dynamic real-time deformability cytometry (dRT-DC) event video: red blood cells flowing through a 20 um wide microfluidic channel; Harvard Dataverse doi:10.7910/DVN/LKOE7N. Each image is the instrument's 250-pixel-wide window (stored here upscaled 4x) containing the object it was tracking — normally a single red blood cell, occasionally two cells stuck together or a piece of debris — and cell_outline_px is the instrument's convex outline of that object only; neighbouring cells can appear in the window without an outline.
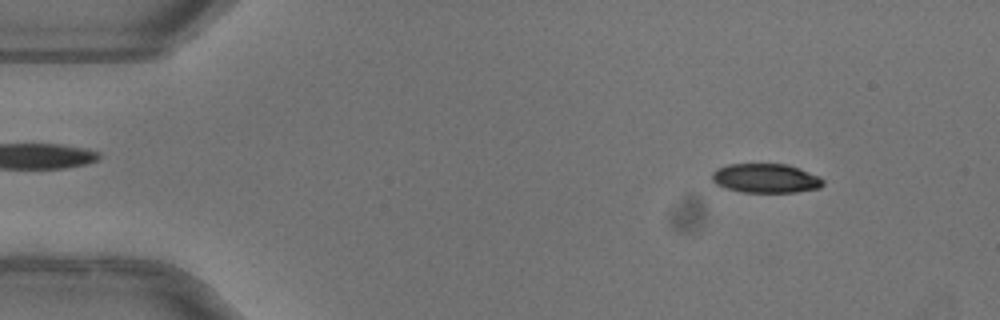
{"species": "common noctule bat (a hibernating species)", "species_latin": "Nyctalus noctula", "temperature_condition": "warm", "stored_images_in_passage": 48, "camera_frame_rate_fps": 3000, "um_per_image_px": 0.085, "animal": {"sex": "female"}, "frame": {"image": 1, "passage_image": 3, "time_ms": 0.667, "image_size_px": [1000, 320], "cell_outline_px": [[824, 184], [820, 188], [796, 192], [740, 192], [716, 184], [712, 180], [712, 172], [716, 168], [728, 164], [788, 164], [800, 168], [820, 176], [824, 180]], "centroid_in_image_um": [65.11, 15.15], "position_along_channel_um": 19.9, "area_um2": 19.07}}
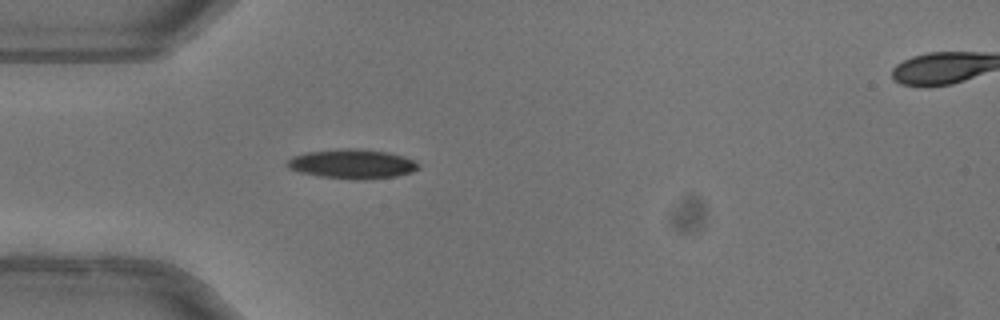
{"frame": {"image": 2, "passage_image": 12, "time_ms": 3.667, "image_size_px": [1000, 320], "cell_outline_px": [[420, 168], [412, 172], [396, 176], [364, 180], [352, 180], [320, 176], [300, 172], [288, 168], [284, 164], [292, 156], [308, 152], [344, 148], [356, 148], [388, 152], [404, 156], [420, 164]], "centroid_in_image_um": [29.94, 13.94], "position_along_channel_um": 55.1, "area_um2": 22.66}}
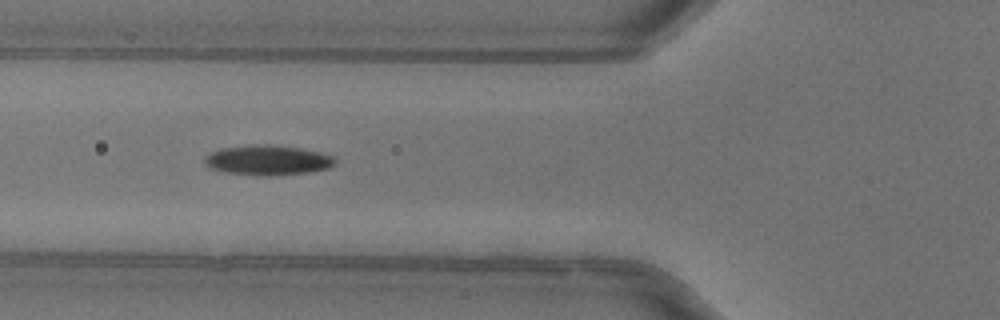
{"frame": {"image": 3, "passage_image": 16, "time_ms": 5.0, "image_size_px": [1000, 320], "cell_outline_px": [[336, 164], [328, 168], [308, 172], [228, 172], [208, 168], [204, 164], [204, 156], [212, 152], [224, 148], [264, 144], [268, 144], [300, 148], [320, 152], [332, 156], [336, 160]], "centroid_in_image_um": [22.76, 13.55], "position_along_channel_um": 103.0, "area_um2": 21.33}, "authors_computed_cell_mechanics": {"area_um2": 21.1259, "velocity_mm_per_s": 4.0555, "shape_relaxation_time_tau1_ms": 3.7321, "shape_relaxation_time_tau2_ms": 10.6228, "deformation_change_tau1": 0.1532, "deformation_change_tau2": 0.165}}